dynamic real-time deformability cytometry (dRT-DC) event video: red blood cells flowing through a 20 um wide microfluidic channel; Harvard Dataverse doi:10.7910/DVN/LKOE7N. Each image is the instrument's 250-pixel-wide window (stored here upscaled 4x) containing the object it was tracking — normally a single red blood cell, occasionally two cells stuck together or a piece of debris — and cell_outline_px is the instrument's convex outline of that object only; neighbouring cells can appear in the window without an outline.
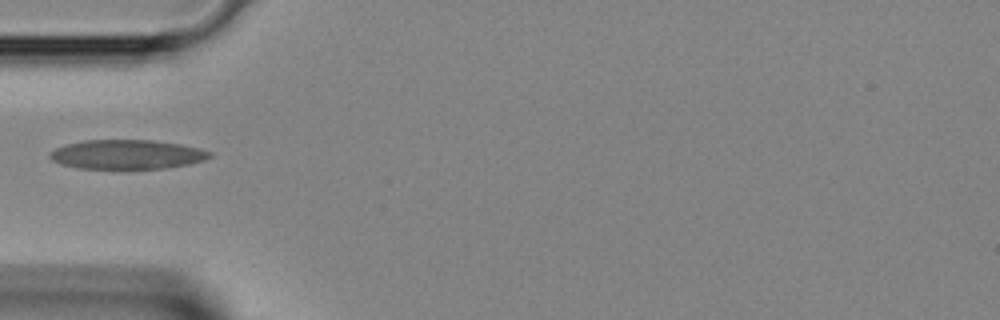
{"species": "Egyptian fruit bat (a non-hibernating species)", "species_latin": "Rousettus aegyptiacus", "temperature_condition": "room temperature", "stored_images_in_passage": 4, "camera_frame_rate_fps": 3000, "um_per_image_px": 0.085, "animal": {"sex": "female"}, "frame": {"image": 1, "passage_image": 4, "time_ms": 1.0, "image_size_px": [1000, 320], "cell_outline_px": [[212, 156], [204, 160], [188, 164], [164, 168], [124, 172], [112, 172], [76, 168], [60, 164], [52, 160], [48, 156], [48, 152], [56, 148], [68, 144], [84, 140], [152, 140], [180, 144], [212, 152]], "centroid_in_image_um": [10.72, 13.19], "position_along_channel_um": 74.3, "area_um2": 28.55}}